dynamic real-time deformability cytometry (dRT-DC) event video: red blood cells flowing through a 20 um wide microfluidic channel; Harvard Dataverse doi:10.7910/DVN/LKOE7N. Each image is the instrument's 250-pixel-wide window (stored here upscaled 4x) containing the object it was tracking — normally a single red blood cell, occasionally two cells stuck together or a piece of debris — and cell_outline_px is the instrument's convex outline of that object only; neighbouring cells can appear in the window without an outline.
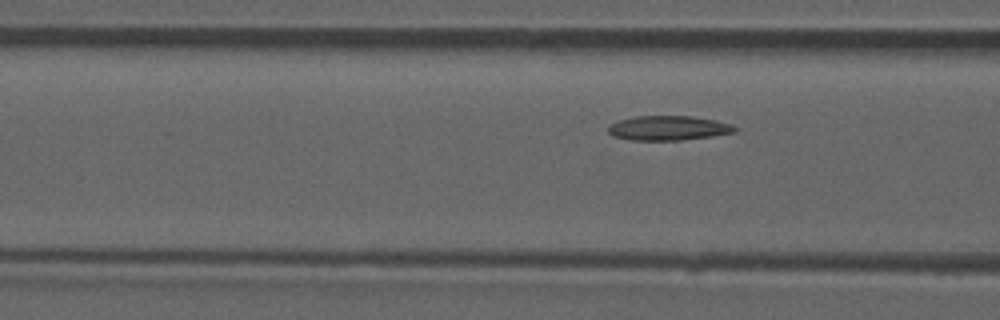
{"species": "common noctule bat (a hibernating species)", "species_latin": "Nyctalus noctula", "temperature_condition": "room temperature", "stored_images_in_passage": 7, "camera_frame_rate_fps": 3000, "um_per_image_px": 0.085, "animal": {"sex": "male", "forearm_length_mm": 52.5}, "frame": {"image": 1, "passage_image": 7, "time_ms": 8.0, "image_size_px": [1000, 320], "cell_outline_px": [[736, 132], [712, 136], [680, 140], [628, 140], [612, 136], [608, 132], [608, 124], [616, 120], [636, 116], [692, 116], [716, 120], [732, 124], [736, 128]], "centroid_in_image_um": [56.76, 10.88], "position_along_channel_um": 109.8, "area_um2": 18.32}}